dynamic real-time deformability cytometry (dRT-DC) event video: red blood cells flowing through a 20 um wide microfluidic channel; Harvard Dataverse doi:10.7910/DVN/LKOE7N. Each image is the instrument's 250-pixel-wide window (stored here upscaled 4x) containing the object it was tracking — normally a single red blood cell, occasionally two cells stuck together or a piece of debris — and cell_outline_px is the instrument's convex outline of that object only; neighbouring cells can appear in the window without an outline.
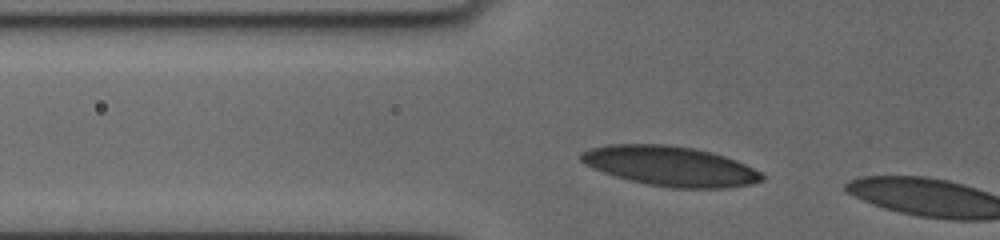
{"species": "human", "species_latin": "Homo sapiens", "temperature_condition": "cold", "stored_images_in_passage": 4, "camera_frame_rate_fps": 3000, "um_per_image_px": 0.085, "donor": {"sex": "female"}, "frame": {"image": 1, "passage_image": 3, "time_ms": 1.0, "image_size_px": [1000, 240], "cell_outline_px": [[764, 180], [748, 184], [728, 188], [672, 188], [648, 184], [616, 176], [592, 168], [584, 164], [580, 160], [580, 152], [592, 148], [612, 144], [664, 144], [696, 148], [712, 152], [736, 160], [760, 172], [764, 176]], "centroid_in_image_um": [56.97, 14.11], "position_along_channel_um": 68.8, "area_um2": 41.79}}